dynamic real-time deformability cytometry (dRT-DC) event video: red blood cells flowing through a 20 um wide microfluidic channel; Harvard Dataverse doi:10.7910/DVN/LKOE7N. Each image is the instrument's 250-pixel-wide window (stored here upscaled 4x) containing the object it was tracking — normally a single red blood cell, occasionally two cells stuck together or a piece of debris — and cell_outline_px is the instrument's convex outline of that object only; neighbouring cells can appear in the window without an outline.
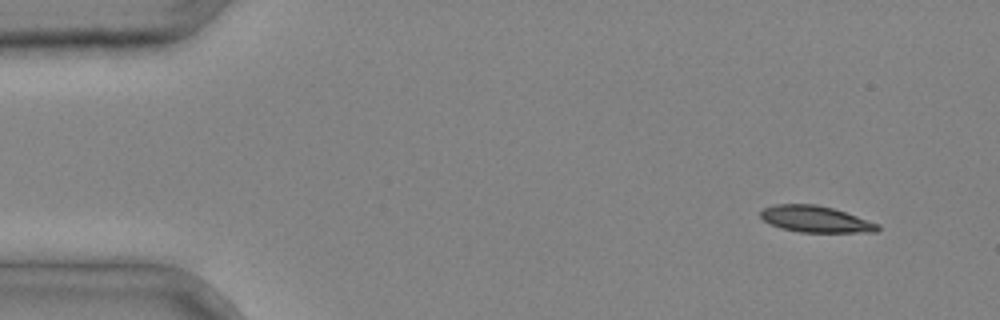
{"species": "common noctule bat (a hibernating species)", "species_latin": "Nyctalus noctula", "temperature_condition": "cold", "stored_images_in_passage": 4, "camera_frame_rate_fps": 3000, "um_per_image_px": 0.085, "animal": {"sex": "male", "body_mass_g": 20.4}, "frame": {"image": 1, "passage_image": 1, "time_ms": 0.0, "image_size_px": [1000, 320], "cell_outline_px": [[880, 228], [876, 232], [800, 232], [780, 228], [764, 220], [760, 216], [760, 212], [764, 208], [776, 204], [816, 204], [832, 208], [880, 224]], "centroid_in_image_um": [69.32, 18.63], "position_along_channel_um": 15.7, "area_um2": 17.86}}